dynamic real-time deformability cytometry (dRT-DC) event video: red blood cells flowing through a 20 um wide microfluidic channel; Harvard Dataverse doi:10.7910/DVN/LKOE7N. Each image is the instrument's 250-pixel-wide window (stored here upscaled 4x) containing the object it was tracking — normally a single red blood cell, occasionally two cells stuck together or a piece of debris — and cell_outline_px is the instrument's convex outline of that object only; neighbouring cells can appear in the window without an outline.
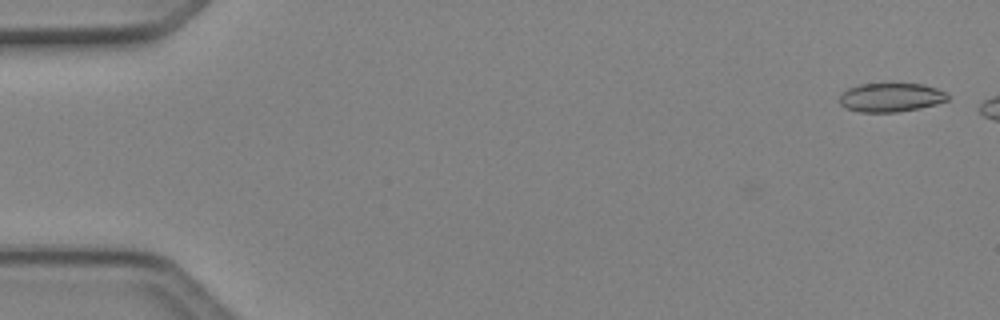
{"species": "Egyptian fruit bat (a non-hibernating species)", "species_latin": "Rousettus aegyptiacus", "temperature_condition": "cold", "stored_images_in_passage": 3, "camera_frame_rate_fps": 3000, "um_per_image_px": 0.085, "animal": {"sex": "female"}, "frame": {"image": 1, "passage_image": 1, "time_ms": 0.0, "image_size_px": [1000, 320], "cell_outline_px": [[948, 100], [936, 104], [920, 108], [896, 112], [860, 112], [844, 108], [840, 104], [840, 92], [848, 88], [860, 84], [924, 84], [936, 88], [944, 92], [948, 96]], "centroid_in_image_um": [75.68, 8.28], "position_along_channel_um": 9.3, "area_um2": 18.21}}